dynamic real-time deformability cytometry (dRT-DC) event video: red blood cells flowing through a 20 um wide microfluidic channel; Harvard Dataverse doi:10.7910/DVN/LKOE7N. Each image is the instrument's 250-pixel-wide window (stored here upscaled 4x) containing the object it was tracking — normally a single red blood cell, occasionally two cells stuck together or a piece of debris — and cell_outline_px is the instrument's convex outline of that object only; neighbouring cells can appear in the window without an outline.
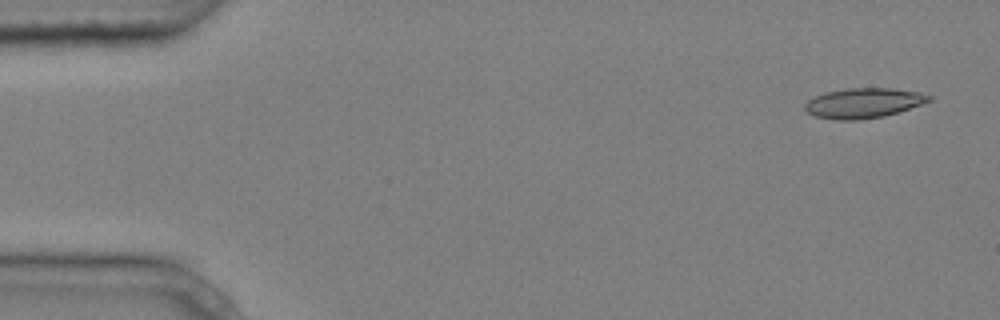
{"species": "common noctule bat (a hibernating species)", "species_latin": "Nyctalus noctula", "temperature_condition": "cold", "stored_images_in_passage": 9, "camera_frame_rate_fps": 3000, "um_per_image_px": 0.085, "animal": {"sex": "male", "body_mass_g": 20.4}, "frame": {"image": 1, "passage_image": 1, "time_ms": 0.0, "image_size_px": [1000, 320], "cell_outline_px": [[932, 100], [884, 116], [856, 120], [836, 120], [816, 116], [808, 112], [804, 108], [804, 104], [808, 100], [824, 92], [848, 88], [892, 88], [920, 92], [932, 96]], "centroid_in_image_um": [73.38, 8.75], "position_along_channel_um": 11.6, "area_um2": 21.5}}
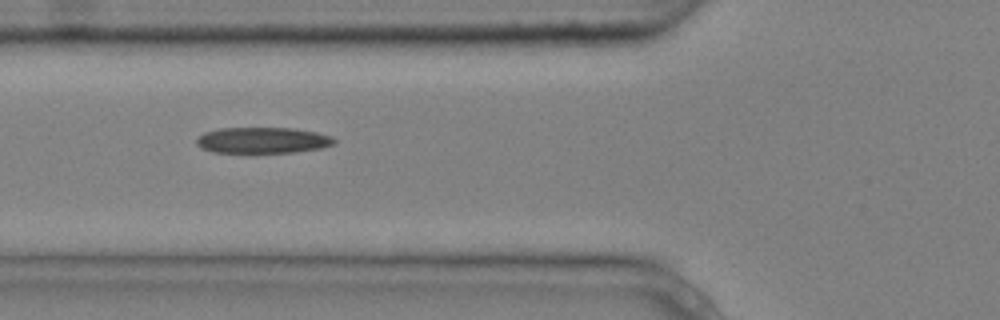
{"frame": {"image": 2, "passage_image": 6, "time_ms": 1.667, "image_size_px": [1000, 320], "cell_outline_px": [[336, 144], [320, 148], [292, 152], [252, 156], [212, 152], [200, 148], [196, 144], [196, 140], [204, 132], [220, 128], [296, 128], [316, 132], [332, 136], [336, 140]], "centroid_in_image_um": [22.28, 11.97], "position_along_channel_um": 103.5, "area_um2": 22.02}}